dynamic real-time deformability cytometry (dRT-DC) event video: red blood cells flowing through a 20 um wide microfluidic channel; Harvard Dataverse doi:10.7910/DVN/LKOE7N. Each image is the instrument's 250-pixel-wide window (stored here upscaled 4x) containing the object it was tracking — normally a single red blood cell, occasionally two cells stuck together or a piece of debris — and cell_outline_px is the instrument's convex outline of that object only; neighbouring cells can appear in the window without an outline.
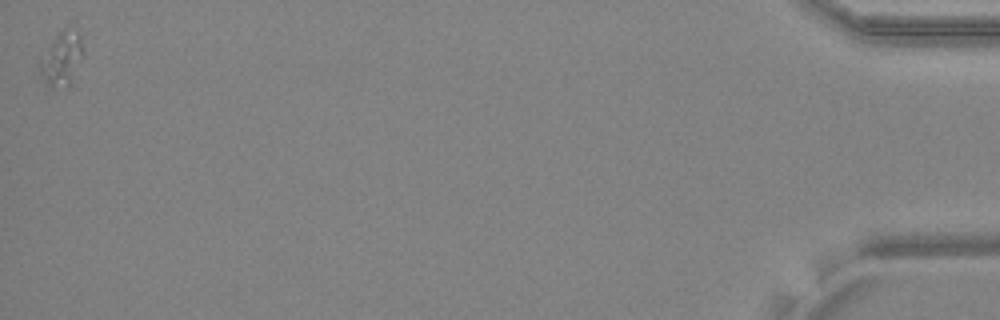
{"species": "common noctule bat (a hibernating species)", "species_latin": "Nyctalus noctula", "temperature_condition": "warm", "stored_images_in_passage": 39, "camera_frame_rate_fps": 3000, "um_per_image_px": 0.085, "animal": {"sex": "female", "body_mass_g": 24.6, "forearm_length_mm": 56.2}, "frame": {"image": 1, "passage_image": 39, "time_ms": 12.667, "image_size_px": [1000, 320], "cell_outline_px": [[80, 56], [72, 84], [68, 88], [52, 92], [44, 84], [40, 68], [40, 60], [56, 36], [60, 32], [64, 32], [80, 36]], "centroid_in_image_um": [5.17, 5.25], "position_along_channel_um": 430.0, "area_um2": 12.83}}